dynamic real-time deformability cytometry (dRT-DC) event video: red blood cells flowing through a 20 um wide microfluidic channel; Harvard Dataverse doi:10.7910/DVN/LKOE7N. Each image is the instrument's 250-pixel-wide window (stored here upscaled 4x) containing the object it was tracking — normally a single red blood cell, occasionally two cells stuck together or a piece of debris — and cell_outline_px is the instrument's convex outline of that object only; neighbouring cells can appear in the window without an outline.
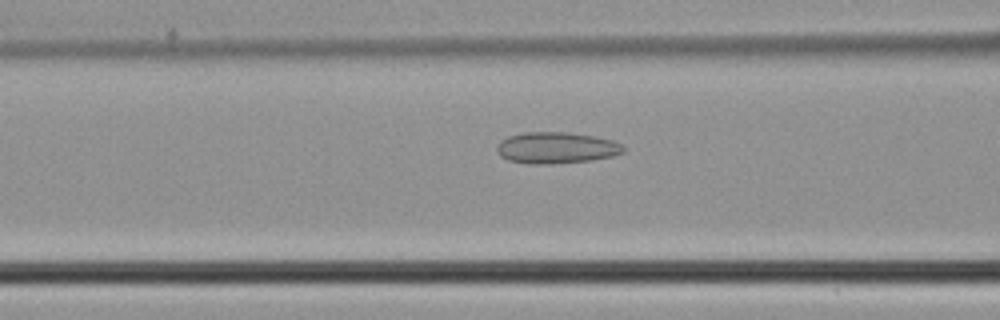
{"species": "common noctule bat (a hibernating species)", "species_latin": "Nyctalus noctula", "temperature_condition": "cold", "stored_images_in_passage": 47, "camera_frame_rate_fps": 3000, "um_per_image_px": 0.085, "animal": {"sex": "male", "body_mass_g": 21.5, "forearm_length_mm": 52.0}, "frame": {"image": 1, "passage_image": 18, "time_ms": 5.667, "image_size_px": [1000, 320], "cell_outline_px": [[624, 152], [612, 156], [592, 160], [552, 164], [528, 164], [508, 160], [500, 156], [496, 152], [496, 148], [500, 140], [508, 136], [524, 132], [568, 132], [592, 136], [612, 140], [620, 144], [624, 148]], "centroid_in_image_um": [47.24, 12.57], "position_along_channel_um": 119.4, "area_um2": 23.24}}
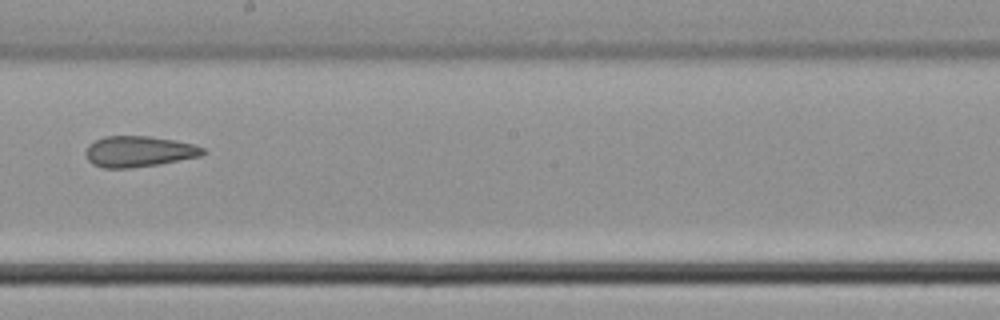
{"frame": {"image": 2, "passage_image": 26, "time_ms": 8.333, "image_size_px": [1000, 320], "cell_outline_px": [[208, 152], [200, 156], [160, 164], [128, 168], [104, 168], [92, 164], [88, 160], [84, 152], [88, 144], [104, 136], [148, 136], [176, 140], [192, 144], [204, 148]], "centroid_in_image_um": [11.79, 12.87], "position_along_channel_um": 236.4, "area_um2": 21.21}}
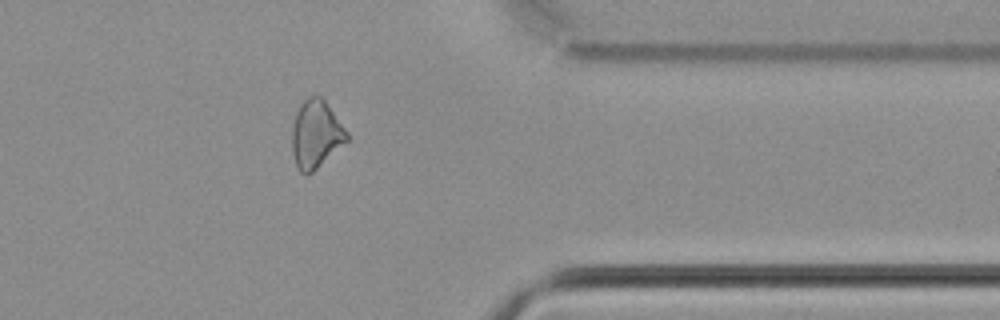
{"frame": {"image": 3, "passage_image": 37, "time_ms": 12.0, "image_size_px": [1000, 320], "cell_outline_px": [[348, 140], [308, 176], [300, 172], [296, 164], [292, 152], [292, 128], [296, 112], [300, 104], [308, 96], [320, 96], [324, 100], [348, 132]], "centroid_in_image_um": [26.84, 11.42], "position_along_channel_um": 384.6, "area_um2": 21.5}}